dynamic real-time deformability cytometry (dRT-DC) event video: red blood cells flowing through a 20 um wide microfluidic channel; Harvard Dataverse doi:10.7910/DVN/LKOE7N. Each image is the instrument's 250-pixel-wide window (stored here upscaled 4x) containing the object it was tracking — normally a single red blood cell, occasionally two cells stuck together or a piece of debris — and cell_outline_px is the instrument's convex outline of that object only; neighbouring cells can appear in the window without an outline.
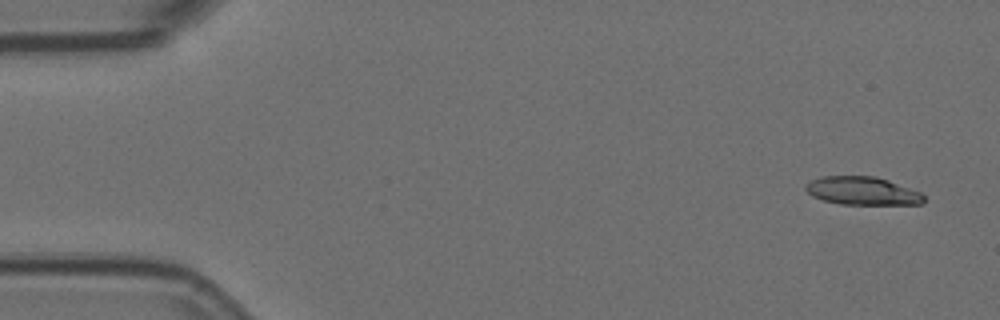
{"species": "Egyptian fruit bat (a non-hibernating species)", "species_latin": "Rousettus aegyptiacus", "temperature_condition": "room temperature", "stored_images_in_passage": 5, "camera_frame_rate_fps": 3000, "um_per_image_px": 0.085, "animal": {"sex": "female"}, "frame": {"image": 1, "passage_image": 1, "time_ms": 0.0, "image_size_px": [1000, 320], "cell_outline_px": [[924, 200], [920, 204], [840, 204], [824, 200], [812, 196], [804, 188], [804, 184], [820, 176], [876, 176], [888, 180], [920, 192], [924, 196]], "centroid_in_image_um": [73.26, 16.21], "position_along_channel_um": 11.7, "area_um2": 19.31}}
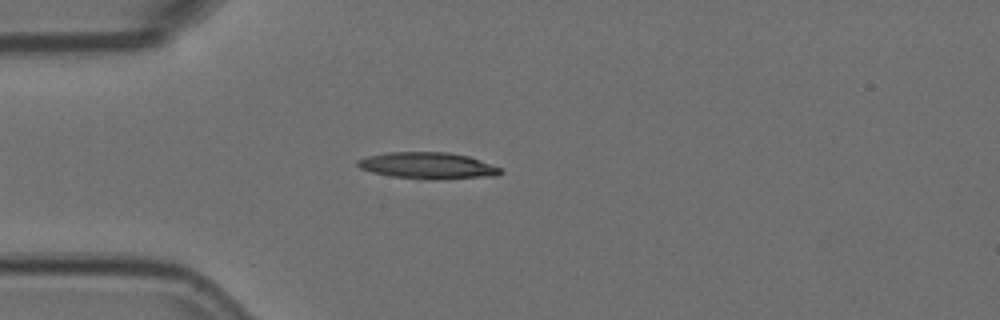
{"frame": {"image": 2, "passage_image": 4, "time_ms": 1.0, "image_size_px": [1000, 320], "cell_outline_px": [[504, 172], [496, 176], [392, 176], [372, 172], [360, 168], [356, 164], [356, 160], [368, 156], [388, 152], [448, 152], [468, 156], [480, 160], [500, 168]], "centroid_in_image_um": [36.29, 14.01], "position_along_channel_um": 48.7, "area_um2": 20.58}}